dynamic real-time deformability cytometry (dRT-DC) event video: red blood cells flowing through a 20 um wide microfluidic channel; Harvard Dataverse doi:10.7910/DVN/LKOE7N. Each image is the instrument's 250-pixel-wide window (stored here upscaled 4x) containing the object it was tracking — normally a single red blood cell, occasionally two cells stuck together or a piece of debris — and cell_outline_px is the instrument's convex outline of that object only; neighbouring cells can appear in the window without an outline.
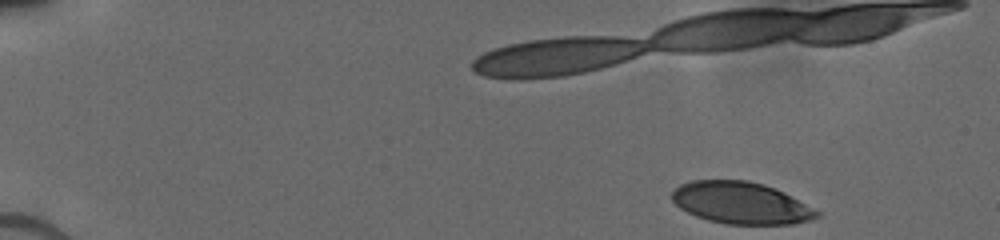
{"species": "human", "species_latin": "Homo sapiens", "temperature_condition": "cold", "stored_images_in_passage": 13, "camera_frame_rate_fps": 3000, "um_per_image_px": 0.085, "donor": {"sex": "male"}, "frame": {"image": 1, "passage_image": 1, "time_ms": 0.0, "image_size_px": [1000, 240], "cell_outline_px": [[820, 216], [812, 220], [792, 224], [724, 224], [708, 220], [696, 216], [680, 208], [672, 200], [672, 192], [680, 184], [692, 180], [748, 180], [764, 184], [776, 188], [784, 192], [820, 212]], "centroid_in_image_um": [62.99, 17.25], "position_along_channel_um": 22.0, "area_um2": 35.43}}
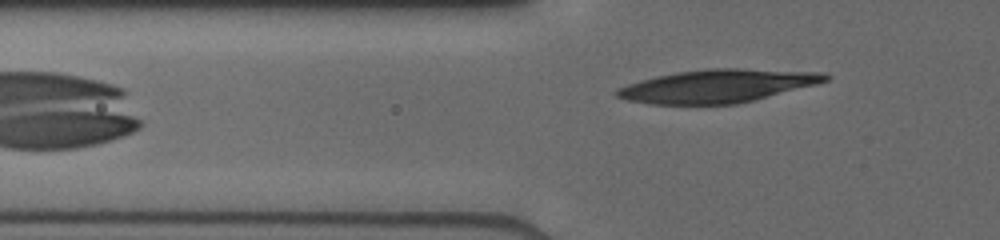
{"frame": {"image": 2, "passage_image": 13, "time_ms": 5.667, "image_size_px": [1000, 240], "cell_outline_px": [[832, 76], [828, 80], [816, 84], [756, 100], [736, 104], [648, 104], [628, 100], [616, 96], [612, 92], [616, 88], [640, 80], [656, 76], [676, 72], [708, 68], [740, 68], [828, 72]], "centroid_in_image_um": [61.01, 7.3], "position_along_channel_um": 64.8, "area_um2": 40.63}}